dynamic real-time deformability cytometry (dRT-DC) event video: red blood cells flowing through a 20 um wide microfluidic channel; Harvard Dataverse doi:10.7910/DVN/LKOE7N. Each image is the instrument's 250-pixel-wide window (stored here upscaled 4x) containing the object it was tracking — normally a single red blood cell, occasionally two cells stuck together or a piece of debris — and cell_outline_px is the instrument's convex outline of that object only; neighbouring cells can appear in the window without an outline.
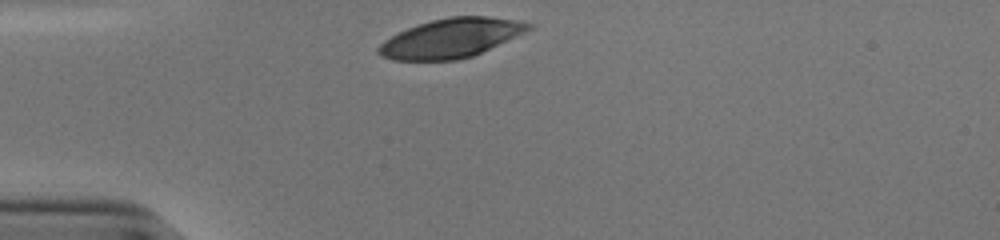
{"species": "human", "species_latin": "Homo sapiens", "temperature_condition": "cold", "stored_images_in_passage": 29, "camera_frame_rate_fps": 3000, "um_per_image_px": 0.085, "donor": {"sex": "male"}, "frame": {"image": 1, "passage_image": 1, "time_ms": 0.0, "image_size_px": [1000, 240], "cell_outline_px": [[536, 24], [532, 28], [524, 32], [472, 56], [456, 60], [392, 60], [380, 56], [376, 52], [376, 48], [384, 40], [408, 28], [432, 20], [452, 16], [488, 16], [516, 20]], "centroid_in_image_um": [38.31, 3.24], "position_along_channel_um": 46.7, "area_um2": 33.87}}
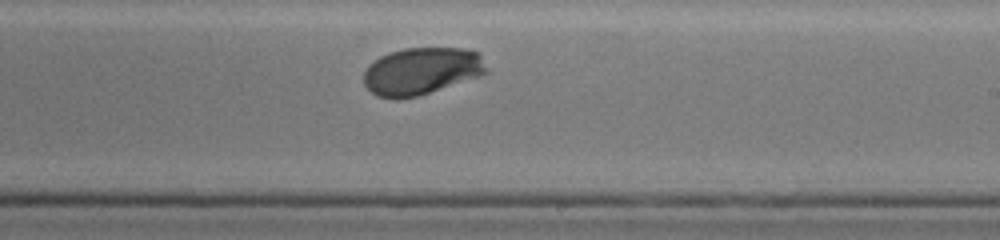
{"frame": {"image": 2, "passage_image": 19, "time_ms": 6.0, "image_size_px": [1000, 240], "cell_outline_px": [[488, 72], [480, 76], [416, 96], [376, 96], [364, 84], [364, 72], [368, 64], [380, 56], [404, 48], [464, 48], [476, 52], [480, 56], [488, 68]], "centroid_in_image_um": [35.84, 6.01], "position_along_channel_um": 253.2, "area_um2": 33.12}}
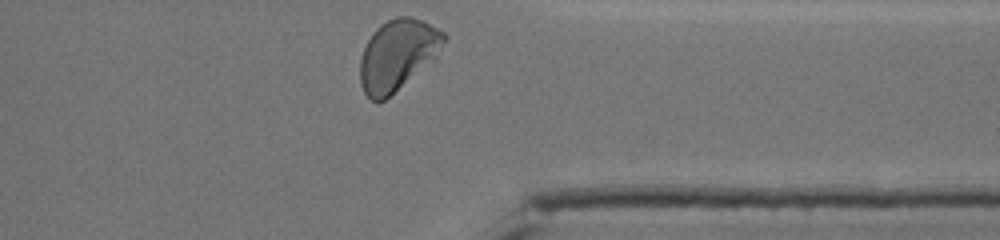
{"frame": {"image": 3, "passage_image": 29, "time_ms": 9.333, "image_size_px": [1000, 240], "cell_outline_px": [[448, 36], [436, 64], [384, 100], [372, 100], [364, 92], [360, 84], [360, 60], [364, 48], [372, 32], [380, 24], [396, 16], [412, 16], [444, 32]], "centroid_in_image_um": [33.88, 4.69], "position_along_channel_um": 377.5, "area_um2": 35.72}, "authors_computed_cell_mechanics": {"area_um2": 34.8534, "velocity_mm_per_s": 3.8289, "shape_relaxation_time_tau1_ms": 2.1638, "shape_relaxation_time_tau2_ms": null, "deformation_change_tau1": 0.1427, "deformation_change_tau2": null}}